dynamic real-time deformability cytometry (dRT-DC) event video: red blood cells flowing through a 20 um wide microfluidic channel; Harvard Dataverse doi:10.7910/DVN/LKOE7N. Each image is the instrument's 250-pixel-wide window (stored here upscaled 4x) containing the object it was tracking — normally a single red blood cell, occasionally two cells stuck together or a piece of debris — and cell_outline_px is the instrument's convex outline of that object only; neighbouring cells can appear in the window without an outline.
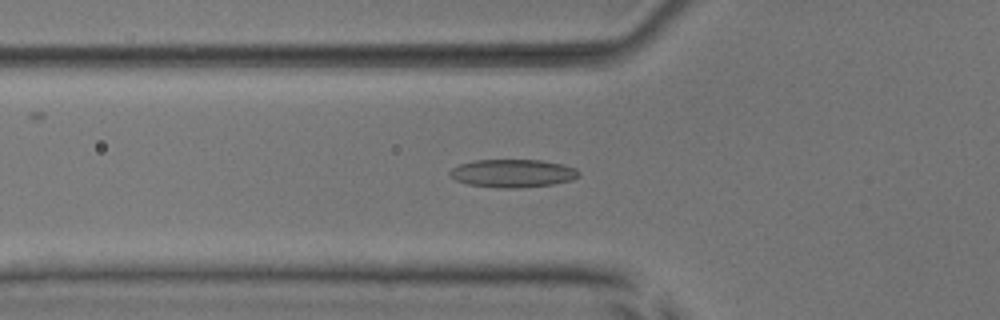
{"species": "common noctule bat (a hibernating species)", "species_latin": "Nyctalus noctula", "temperature_condition": "room temperature", "stored_images_in_passage": 53, "camera_frame_rate_fps": 3000, "um_per_image_px": 0.085, "animal": {"sex": "male", "body_mass_g": 17.9, "forearm_length_mm": 54.2}, "frame": {"image": 1, "passage_image": 19, "time_ms": 6.0, "image_size_px": [1000, 320], "cell_outline_px": [[580, 176], [572, 180], [552, 184], [516, 188], [500, 188], [468, 184], [456, 180], [448, 172], [452, 168], [460, 164], [476, 160], [540, 160], [560, 164], [576, 168], [580, 172]], "centroid_in_image_um": [43.6, 14.73], "position_along_channel_um": 82.2, "area_um2": 20.92}}
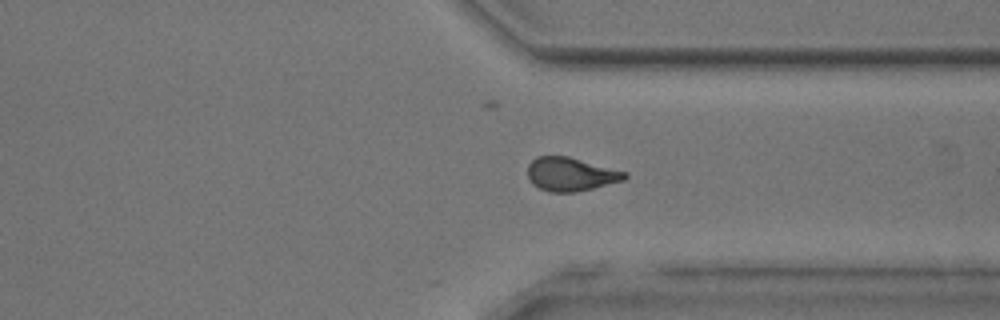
{"frame": {"image": 2, "passage_image": 40, "time_ms": 13.0, "image_size_px": [1000, 320], "cell_outline_px": [[628, 176], [624, 180], [576, 192], [548, 192], [532, 184], [528, 180], [528, 164], [536, 156], [568, 156], [628, 172]], "centroid_in_image_um": [48.5, 14.8], "position_along_channel_um": 362.9, "area_um2": 19.07}}
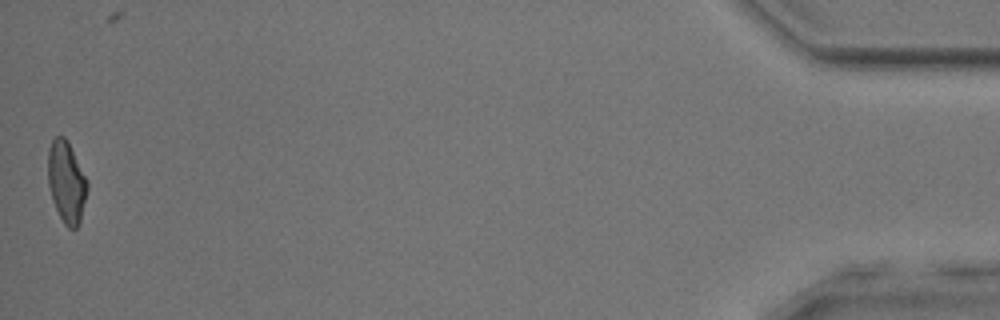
{"frame": {"image": 3, "passage_image": 52, "time_ms": 17.0, "image_size_px": [1000, 320], "cell_outline_px": [[88, 188], [80, 224], [76, 228], [68, 228], [64, 224], [52, 200], [48, 184], [48, 148], [52, 140], [56, 136], [64, 136], [68, 140], [88, 180]], "centroid_in_image_um": [5.66, 15.46], "position_along_channel_um": 429.5, "area_um2": 18.96}, "authors_computed_cell_mechanics": {"area_um2": 19.652, "velocity_mm_per_s": 4.0099, "shape_relaxation_time_tau1_ms": 4.4234, "shape_relaxation_time_tau2_ms": 2.1909, "deformation_change_tau1": 0.1406, "deformation_change_tau2": 0.0988}}